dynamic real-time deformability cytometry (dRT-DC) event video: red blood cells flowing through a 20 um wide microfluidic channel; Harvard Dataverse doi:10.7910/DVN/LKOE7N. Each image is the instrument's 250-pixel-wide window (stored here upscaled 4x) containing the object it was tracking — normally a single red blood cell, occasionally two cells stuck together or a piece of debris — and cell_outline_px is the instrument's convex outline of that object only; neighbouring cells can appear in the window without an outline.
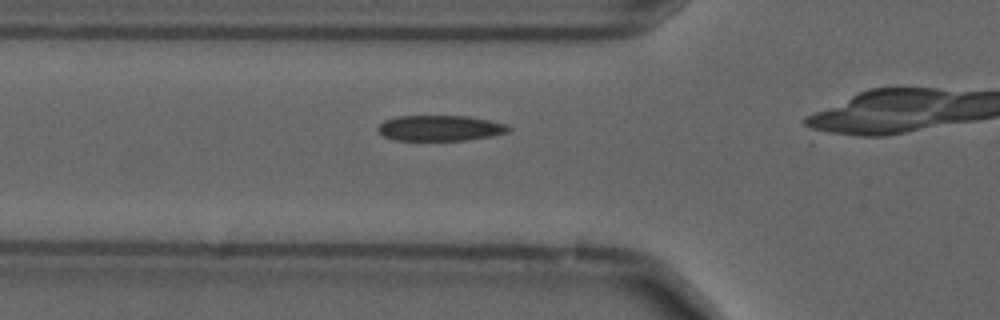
{"species": "common noctule bat (a hibernating species)", "species_latin": "Nyctalus noctula", "temperature_condition": "cold", "stored_images_in_passage": 16, "camera_frame_rate_fps": 3000, "um_per_image_px": 0.085, "animal": {"sex": "male", "forearm_length_mm": 52.5}, "frame": {"image": 1, "passage_image": 5, "time_ms": 1.333, "image_size_px": [1000, 320], "cell_outline_px": [[512, 128], [508, 132], [492, 136], [468, 140], [396, 140], [384, 136], [376, 128], [384, 120], [396, 116], [468, 116], [508, 124]], "centroid_in_image_um": [37.43, 10.88], "position_along_channel_um": 88.4, "area_um2": 19.54}}